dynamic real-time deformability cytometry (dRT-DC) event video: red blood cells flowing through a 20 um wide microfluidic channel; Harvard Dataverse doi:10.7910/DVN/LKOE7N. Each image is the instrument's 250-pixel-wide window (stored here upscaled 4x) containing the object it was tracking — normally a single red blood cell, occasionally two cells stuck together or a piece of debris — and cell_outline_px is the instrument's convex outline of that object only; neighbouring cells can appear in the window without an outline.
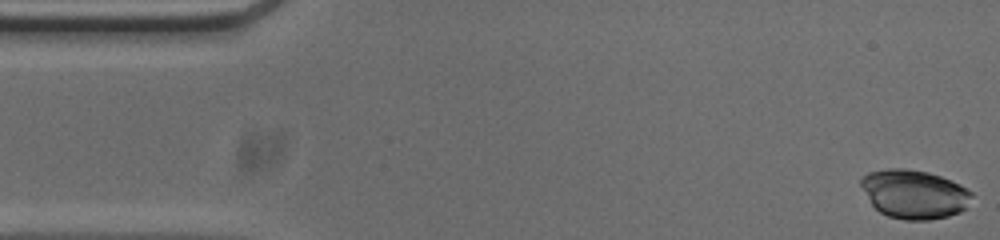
{"species": "common noctule bat (a hibernating species)", "species_latin": "Nyctalus noctula", "temperature_condition": "cold", "stored_images_in_passage": 52, "camera_frame_rate_fps": 3000, "um_per_image_px": 0.085, "animal": {"sex": "male", "body_mass_g": 20.0, "forearm_length_mm": 53.3}, "frame": {"image": 1, "passage_image": 1, "time_ms": 0.0, "image_size_px": [1000, 240], "cell_outline_px": [[972, 196], [964, 208], [960, 212], [948, 216], [928, 220], [904, 220], [888, 216], [880, 212], [872, 204], [860, 184], [860, 180], [868, 172], [888, 168], [904, 168], [928, 172], [940, 176], [960, 184], [972, 192]], "centroid_in_image_um": [77.7, 16.49], "position_along_channel_um": 7.3, "area_um2": 31.33}}